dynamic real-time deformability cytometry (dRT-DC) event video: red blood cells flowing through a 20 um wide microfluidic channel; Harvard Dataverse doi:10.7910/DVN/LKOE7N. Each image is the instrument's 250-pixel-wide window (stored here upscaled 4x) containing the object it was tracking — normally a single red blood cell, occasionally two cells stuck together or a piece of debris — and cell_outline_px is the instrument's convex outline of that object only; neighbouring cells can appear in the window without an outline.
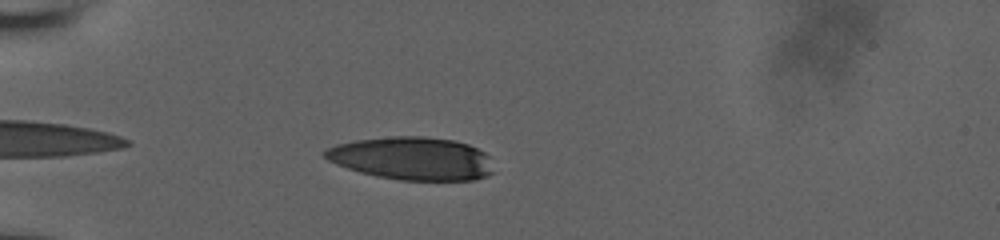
{"species": "human", "species_latin": "Homo sapiens", "temperature_condition": "room temperature", "stored_images_in_passage": 37, "camera_frame_rate_fps": 3000, "um_per_image_px": 0.085, "donor": {"sex": "male"}, "frame": {"image": 1, "passage_image": 3, "time_ms": 0.667, "image_size_px": [1000, 240], "cell_outline_px": [[492, 172], [476, 180], [400, 180], [376, 176], [360, 172], [336, 164], [328, 160], [320, 152], [336, 144], [356, 140], [392, 136], [424, 136], [452, 140], [468, 144], [484, 152], [488, 156]], "centroid_in_image_um": [34.98, 13.46], "position_along_channel_um": 50.0, "area_um2": 42.08}}
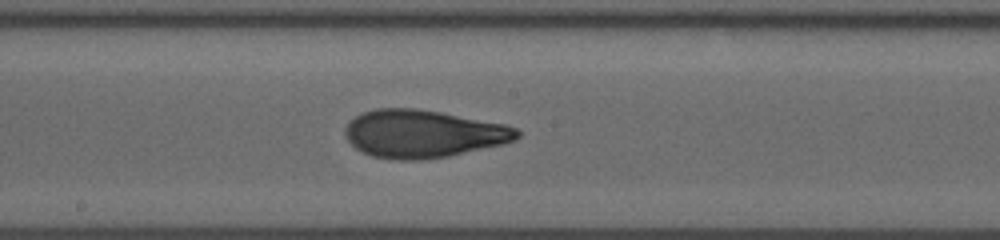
{"frame": {"image": 2, "passage_image": 18, "time_ms": 5.667, "image_size_px": [1000, 240], "cell_outline_px": [[520, 136], [516, 140], [504, 144], [448, 156], [420, 160], [400, 160], [372, 156], [356, 148], [348, 140], [344, 132], [344, 128], [356, 116], [364, 112], [376, 108], [416, 108], [440, 112], [504, 124], [516, 128], [520, 132]], "centroid_in_image_um": [35.98, 11.37], "position_along_channel_um": 212.2, "area_um2": 47.63}}
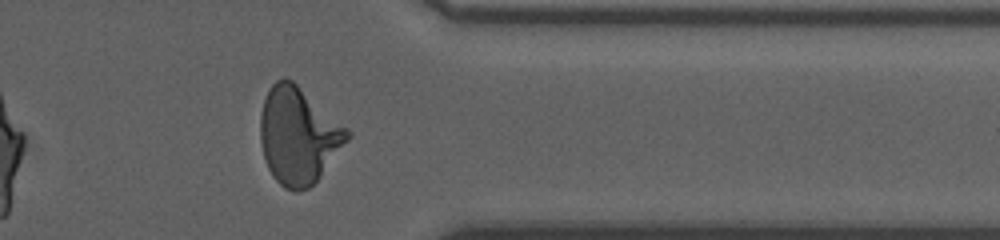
{"frame": {"image": 3, "passage_image": 32, "time_ms": 10.333, "image_size_px": [1000, 240], "cell_outline_px": [[352, 136], [320, 176], [308, 188], [284, 188], [272, 176], [264, 160], [260, 140], [260, 116], [264, 100], [268, 88], [276, 80], [292, 80], [348, 128], [352, 132]], "centroid_in_image_um": [25.36, 11.51], "position_along_channel_um": 386.0, "area_um2": 48.49}, "authors_computed_cell_mechanics": {"area_um2": 46.24, "velocity_mm_per_s": 3.8568, "shape_relaxation_time_tau1_ms": 7.1689, "shape_relaxation_time_tau2_ms": 1.4967, "deformation_change_tau1": 0.2791, "deformation_change_tau2": 0.0847}}